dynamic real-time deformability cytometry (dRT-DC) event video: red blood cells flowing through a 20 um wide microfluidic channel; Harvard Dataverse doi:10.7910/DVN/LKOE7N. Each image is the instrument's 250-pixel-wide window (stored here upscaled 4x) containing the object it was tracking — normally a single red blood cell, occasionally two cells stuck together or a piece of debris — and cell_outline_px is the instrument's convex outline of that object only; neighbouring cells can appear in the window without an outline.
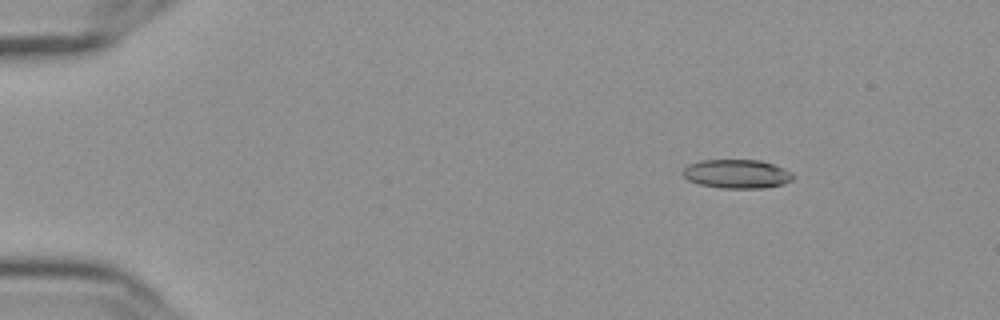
{"species": "Egyptian fruit bat (a non-hibernating species)", "species_latin": "Rousettus aegyptiacus", "temperature_condition": "cold", "stored_images_in_passage": 49, "camera_frame_rate_fps": 3000, "um_per_image_px": 0.085, "frame": {"image": 1, "passage_image": 1, "time_ms": 0.0, "image_size_px": [1000, 320], "cell_outline_px": [[796, 176], [792, 180], [784, 184], [764, 188], [720, 188], [700, 184], [688, 180], [680, 172], [688, 164], [700, 160], [760, 160], [784, 168], [792, 172]], "centroid_in_image_um": [62.64, 14.78], "position_along_channel_um": 22.4, "area_um2": 18.73}}
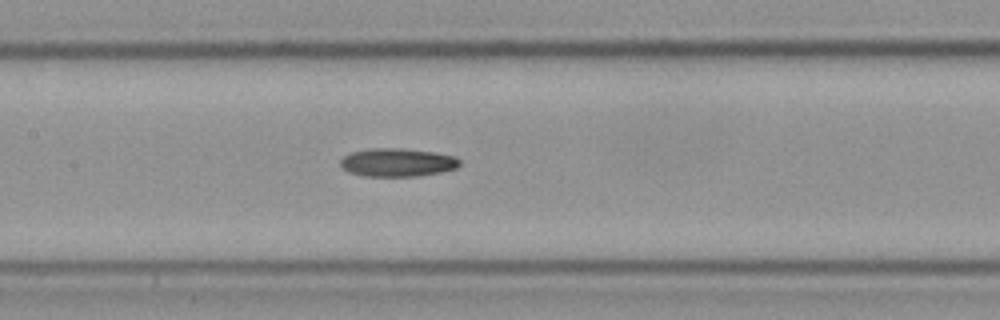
{"frame": {"image": 2, "passage_image": 21, "time_ms": 6.667, "image_size_px": [1000, 320], "cell_outline_px": [[460, 164], [456, 168], [440, 172], [416, 176], [364, 176], [348, 172], [340, 164], [340, 160], [344, 156], [352, 152], [372, 148], [400, 148], [432, 152], [456, 156], [460, 160]], "centroid_in_image_um": [33.78, 13.8], "position_along_channel_um": 173.6, "area_um2": 19.54}}
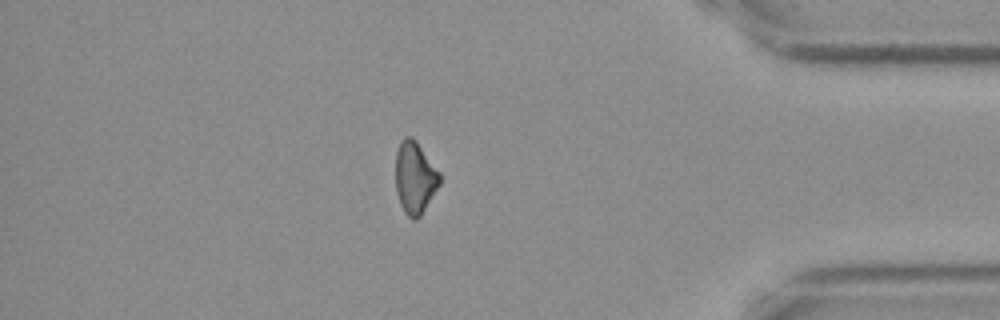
{"frame": {"image": 3, "passage_image": 42, "time_ms": 13.667, "image_size_px": [1000, 320], "cell_outline_px": [[440, 184], [420, 216], [416, 220], [412, 220], [404, 212], [400, 204], [396, 192], [396, 152], [400, 140], [404, 136], [412, 136], [416, 140], [440, 172]], "centroid_in_image_um": [35.26, 15.08], "position_along_channel_um": 399.9, "area_um2": 18.67}}